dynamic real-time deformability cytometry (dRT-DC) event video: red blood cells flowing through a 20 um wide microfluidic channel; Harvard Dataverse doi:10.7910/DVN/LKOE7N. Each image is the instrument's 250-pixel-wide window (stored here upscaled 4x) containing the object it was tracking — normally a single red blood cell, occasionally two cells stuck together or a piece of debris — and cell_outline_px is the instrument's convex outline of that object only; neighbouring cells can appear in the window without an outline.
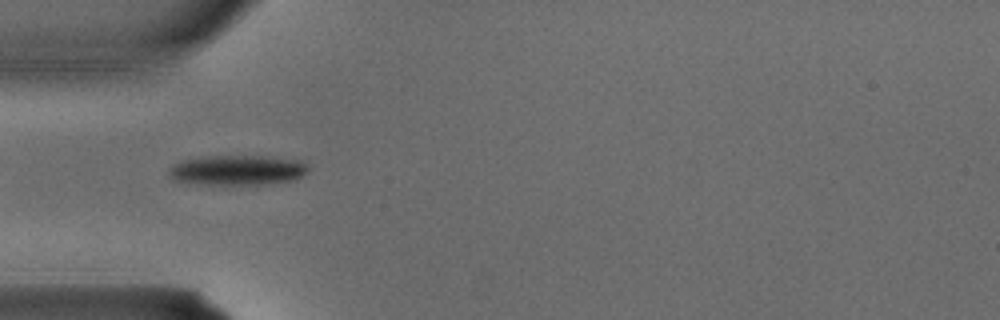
{"species": "common noctule bat (a hibernating species)", "species_latin": "Nyctalus noctula", "temperature_condition": "warm", "stored_images_in_passage": 1, "camera_frame_rate_fps": 3000, "um_per_image_px": 0.085, "animal": {"sex": "male", "body_mass_g": 15.6}, "frame": {"image": 1, "passage_image": 1, "time_ms": 0.0, "image_size_px": [1000, 320], "cell_outline_px": [[308, 172], [296, 180], [268, 184], [224, 188], [196, 184], [172, 180], [168, 172], [168, 168], [172, 164], [180, 160], [204, 156], [268, 156], [300, 160], [308, 164]], "centroid_in_image_um": [20.14, 14.51], "position_along_channel_um": 64.9, "area_um2": 25.89}}